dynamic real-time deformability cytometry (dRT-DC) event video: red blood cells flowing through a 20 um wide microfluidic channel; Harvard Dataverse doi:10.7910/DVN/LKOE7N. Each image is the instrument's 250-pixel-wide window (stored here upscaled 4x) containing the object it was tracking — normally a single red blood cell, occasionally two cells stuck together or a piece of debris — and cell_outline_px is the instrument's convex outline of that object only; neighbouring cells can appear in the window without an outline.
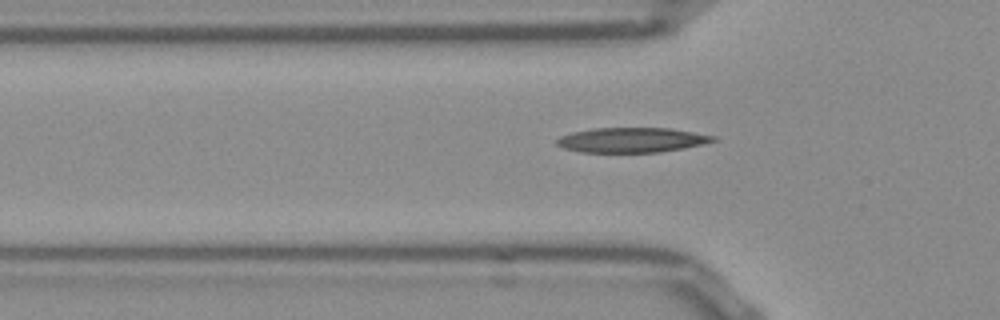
{"species": "Egyptian fruit bat (a non-hibernating species)", "species_latin": "Rousettus aegyptiacus", "temperature_condition": "room temperature", "stored_images_in_passage": 34, "camera_frame_rate_fps": 3000, "um_per_image_px": 0.085, "frame": {"image": 1, "passage_image": 6, "time_ms": 1.667, "image_size_px": [1000, 320], "cell_outline_px": [[716, 140], [700, 144], [660, 152], [580, 152], [564, 148], [556, 144], [556, 140], [560, 136], [572, 132], [592, 128], [668, 128], [716, 136]], "centroid_in_image_um": [53.63, 11.89], "position_along_channel_um": 72.2, "area_um2": 22.37}}
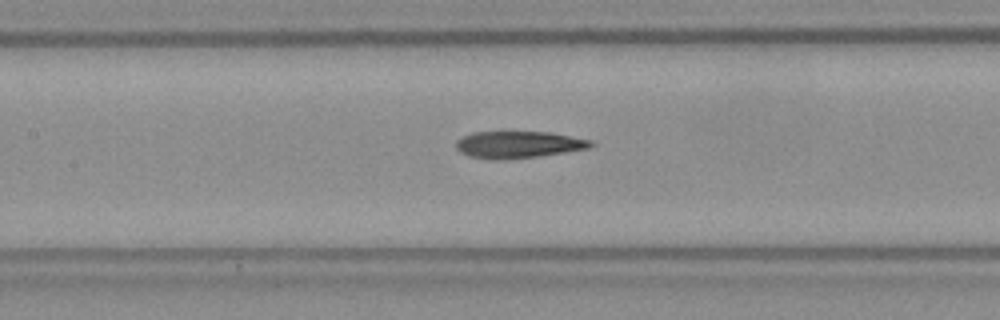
{"frame": {"image": 2, "passage_image": 13, "time_ms": 4.0, "image_size_px": [1000, 320], "cell_outline_px": [[596, 144], [588, 148], [564, 152], [536, 156], [468, 156], [460, 152], [456, 148], [456, 140], [472, 132], [500, 128], [552, 132], [592, 140]], "centroid_in_image_um": [44.09, 12.17], "position_along_channel_um": 163.3, "area_um2": 21.21}}
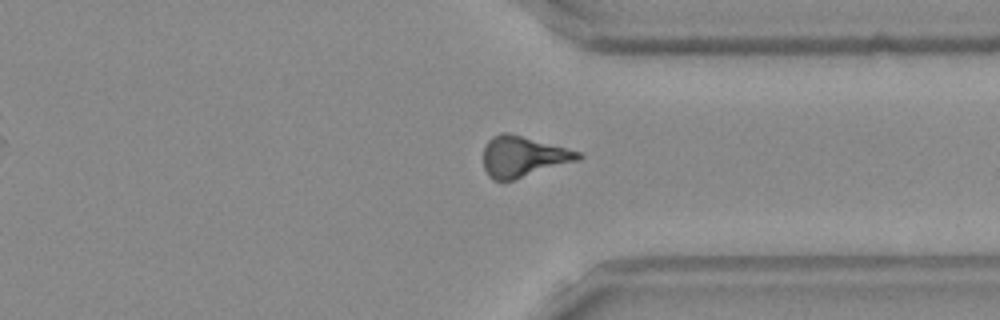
{"frame": {"image": 3, "passage_image": 29, "time_ms": 9.333, "image_size_px": [1000, 320], "cell_outline_px": [[584, 156], [580, 160], [512, 180], [492, 180], [488, 176], [484, 168], [484, 148], [488, 140], [492, 136], [500, 132], [508, 132], [580, 152]], "centroid_in_image_um": [44.45, 13.3], "position_along_channel_um": 367.0, "area_um2": 22.37}}